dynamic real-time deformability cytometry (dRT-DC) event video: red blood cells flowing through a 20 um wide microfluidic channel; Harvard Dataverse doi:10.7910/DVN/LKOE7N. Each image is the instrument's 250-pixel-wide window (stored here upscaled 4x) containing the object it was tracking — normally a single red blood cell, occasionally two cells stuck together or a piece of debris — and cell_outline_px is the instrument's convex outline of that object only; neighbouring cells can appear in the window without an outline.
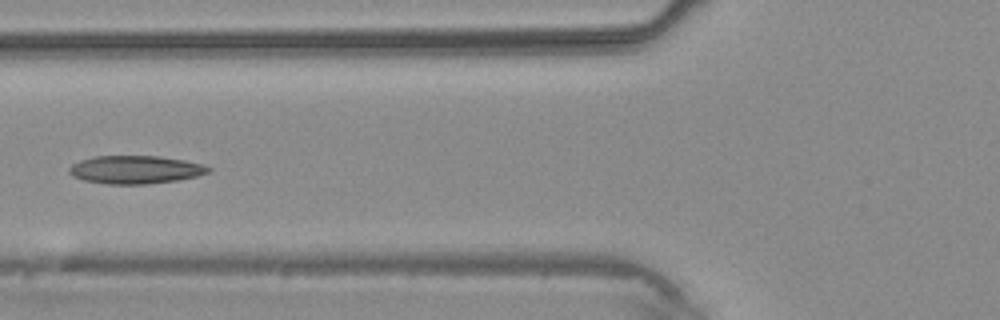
{"species": "common noctule bat (a hibernating species)", "species_latin": "Nyctalus noctula", "temperature_condition": "warm", "stored_images_in_passage": 3, "camera_frame_rate_fps": 3000, "um_per_image_px": 0.085, "animal": {"sex": "male", "body_mass_g": 20.4}, "frame": {"image": 1, "passage_image": 3, "time_ms": 2.333, "image_size_px": [1000, 320], "cell_outline_px": [[212, 168], [208, 172], [196, 176], [176, 180], [144, 184], [108, 184], [84, 180], [72, 176], [68, 172], [68, 168], [72, 164], [80, 160], [96, 156], [160, 156], [184, 160], [204, 164]], "centroid_in_image_um": [11.49, 14.41], "position_along_channel_um": 114.3, "area_um2": 22.72}}